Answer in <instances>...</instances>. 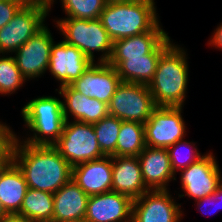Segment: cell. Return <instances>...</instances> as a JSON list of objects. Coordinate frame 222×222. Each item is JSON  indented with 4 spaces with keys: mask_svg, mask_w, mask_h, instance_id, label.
Here are the masks:
<instances>
[{
    "mask_svg": "<svg viewBox=\"0 0 222 222\" xmlns=\"http://www.w3.org/2000/svg\"><path fill=\"white\" fill-rule=\"evenodd\" d=\"M11 160L22 171L28 188L54 194L72 179V166L54 146L26 144L16 135Z\"/></svg>",
    "mask_w": 222,
    "mask_h": 222,
    "instance_id": "cell-1",
    "label": "cell"
},
{
    "mask_svg": "<svg viewBox=\"0 0 222 222\" xmlns=\"http://www.w3.org/2000/svg\"><path fill=\"white\" fill-rule=\"evenodd\" d=\"M187 53L172 43L161 55L148 84L156 106L184 107L188 85Z\"/></svg>",
    "mask_w": 222,
    "mask_h": 222,
    "instance_id": "cell-2",
    "label": "cell"
},
{
    "mask_svg": "<svg viewBox=\"0 0 222 222\" xmlns=\"http://www.w3.org/2000/svg\"><path fill=\"white\" fill-rule=\"evenodd\" d=\"M155 0L107 2L100 20L114 41L152 31L160 22Z\"/></svg>",
    "mask_w": 222,
    "mask_h": 222,
    "instance_id": "cell-3",
    "label": "cell"
},
{
    "mask_svg": "<svg viewBox=\"0 0 222 222\" xmlns=\"http://www.w3.org/2000/svg\"><path fill=\"white\" fill-rule=\"evenodd\" d=\"M24 126L33 132L22 142L31 145L53 146L62 135L65 124L62 101L57 97L39 96L21 109Z\"/></svg>",
    "mask_w": 222,
    "mask_h": 222,
    "instance_id": "cell-4",
    "label": "cell"
},
{
    "mask_svg": "<svg viewBox=\"0 0 222 222\" xmlns=\"http://www.w3.org/2000/svg\"><path fill=\"white\" fill-rule=\"evenodd\" d=\"M54 22L63 35V41L77 47L93 63L96 62L94 52L100 53L97 62L109 61L113 49V40L100 19L87 20L65 17L56 21L54 19Z\"/></svg>",
    "mask_w": 222,
    "mask_h": 222,
    "instance_id": "cell-5",
    "label": "cell"
},
{
    "mask_svg": "<svg viewBox=\"0 0 222 222\" xmlns=\"http://www.w3.org/2000/svg\"><path fill=\"white\" fill-rule=\"evenodd\" d=\"M72 166L106 156L97 142L93 124L65 121L62 135L53 145Z\"/></svg>",
    "mask_w": 222,
    "mask_h": 222,
    "instance_id": "cell-6",
    "label": "cell"
},
{
    "mask_svg": "<svg viewBox=\"0 0 222 222\" xmlns=\"http://www.w3.org/2000/svg\"><path fill=\"white\" fill-rule=\"evenodd\" d=\"M156 107L148 85L121 82L108 104V113L122 121L145 124Z\"/></svg>",
    "mask_w": 222,
    "mask_h": 222,
    "instance_id": "cell-7",
    "label": "cell"
},
{
    "mask_svg": "<svg viewBox=\"0 0 222 222\" xmlns=\"http://www.w3.org/2000/svg\"><path fill=\"white\" fill-rule=\"evenodd\" d=\"M50 6L24 4L11 21L0 28V54L12 55L45 24Z\"/></svg>",
    "mask_w": 222,
    "mask_h": 222,
    "instance_id": "cell-8",
    "label": "cell"
},
{
    "mask_svg": "<svg viewBox=\"0 0 222 222\" xmlns=\"http://www.w3.org/2000/svg\"><path fill=\"white\" fill-rule=\"evenodd\" d=\"M183 107L157 106L144 124L145 144L151 148H168L185 139Z\"/></svg>",
    "mask_w": 222,
    "mask_h": 222,
    "instance_id": "cell-9",
    "label": "cell"
},
{
    "mask_svg": "<svg viewBox=\"0 0 222 222\" xmlns=\"http://www.w3.org/2000/svg\"><path fill=\"white\" fill-rule=\"evenodd\" d=\"M212 152H208L199 161L187 168L181 169L180 183L184 194L181 197H190L194 201L212 195L222 183L221 170Z\"/></svg>",
    "mask_w": 222,
    "mask_h": 222,
    "instance_id": "cell-10",
    "label": "cell"
},
{
    "mask_svg": "<svg viewBox=\"0 0 222 222\" xmlns=\"http://www.w3.org/2000/svg\"><path fill=\"white\" fill-rule=\"evenodd\" d=\"M54 42L50 29L44 25L14 52L15 62L27 81L45 74L49 66L51 48Z\"/></svg>",
    "mask_w": 222,
    "mask_h": 222,
    "instance_id": "cell-11",
    "label": "cell"
},
{
    "mask_svg": "<svg viewBox=\"0 0 222 222\" xmlns=\"http://www.w3.org/2000/svg\"><path fill=\"white\" fill-rule=\"evenodd\" d=\"M169 190L147 191L132 203V222H180L184 213Z\"/></svg>",
    "mask_w": 222,
    "mask_h": 222,
    "instance_id": "cell-12",
    "label": "cell"
},
{
    "mask_svg": "<svg viewBox=\"0 0 222 222\" xmlns=\"http://www.w3.org/2000/svg\"><path fill=\"white\" fill-rule=\"evenodd\" d=\"M121 83L116 69L108 62H94L70 86L77 92L109 104Z\"/></svg>",
    "mask_w": 222,
    "mask_h": 222,
    "instance_id": "cell-13",
    "label": "cell"
},
{
    "mask_svg": "<svg viewBox=\"0 0 222 222\" xmlns=\"http://www.w3.org/2000/svg\"><path fill=\"white\" fill-rule=\"evenodd\" d=\"M92 63L77 47L62 40L53 43L47 70L63 87L79 79Z\"/></svg>",
    "mask_w": 222,
    "mask_h": 222,
    "instance_id": "cell-14",
    "label": "cell"
},
{
    "mask_svg": "<svg viewBox=\"0 0 222 222\" xmlns=\"http://www.w3.org/2000/svg\"><path fill=\"white\" fill-rule=\"evenodd\" d=\"M133 200L109 191L89 197L84 219L89 222H132Z\"/></svg>",
    "mask_w": 222,
    "mask_h": 222,
    "instance_id": "cell-15",
    "label": "cell"
},
{
    "mask_svg": "<svg viewBox=\"0 0 222 222\" xmlns=\"http://www.w3.org/2000/svg\"><path fill=\"white\" fill-rule=\"evenodd\" d=\"M173 43L167 36L151 53L144 57H128L124 61H108L120 76L121 82L148 85L154 78L162 53Z\"/></svg>",
    "mask_w": 222,
    "mask_h": 222,
    "instance_id": "cell-16",
    "label": "cell"
},
{
    "mask_svg": "<svg viewBox=\"0 0 222 222\" xmlns=\"http://www.w3.org/2000/svg\"><path fill=\"white\" fill-rule=\"evenodd\" d=\"M144 184L149 191L169 190V182L176 180L167 148L145 147L138 156Z\"/></svg>",
    "mask_w": 222,
    "mask_h": 222,
    "instance_id": "cell-17",
    "label": "cell"
},
{
    "mask_svg": "<svg viewBox=\"0 0 222 222\" xmlns=\"http://www.w3.org/2000/svg\"><path fill=\"white\" fill-rule=\"evenodd\" d=\"M72 180L88 195L112 191V156L72 167Z\"/></svg>",
    "mask_w": 222,
    "mask_h": 222,
    "instance_id": "cell-18",
    "label": "cell"
},
{
    "mask_svg": "<svg viewBox=\"0 0 222 222\" xmlns=\"http://www.w3.org/2000/svg\"><path fill=\"white\" fill-rule=\"evenodd\" d=\"M59 90V91H58ZM62 100L63 113L66 121H69V115L72 121L93 124L106 117L108 113V104L96 98L87 97L70 85L56 89Z\"/></svg>",
    "mask_w": 222,
    "mask_h": 222,
    "instance_id": "cell-19",
    "label": "cell"
},
{
    "mask_svg": "<svg viewBox=\"0 0 222 222\" xmlns=\"http://www.w3.org/2000/svg\"><path fill=\"white\" fill-rule=\"evenodd\" d=\"M112 191L132 200L149 191L144 184L138 157L112 156Z\"/></svg>",
    "mask_w": 222,
    "mask_h": 222,
    "instance_id": "cell-20",
    "label": "cell"
},
{
    "mask_svg": "<svg viewBox=\"0 0 222 222\" xmlns=\"http://www.w3.org/2000/svg\"><path fill=\"white\" fill-rule=\"evenodd\" d=\"M89 197L71 179L53 194V222L84 219Z\"/></svg>",
    "mask_w": 222,
    "mask_h": 222,
    "instance_id": "cell-21",
    "label": "cell"
},
{
    "mask_svg": "<svg viewBox=\"0 0 222 222\" xmlns=\"http://www.w3.org/2000/svg\"><path fill=\"white\" fill-rule=\"evenodd\" d=\"M27 189L22 171L12 160L0 167V207L4 214L20 211Z\"/></svg>",
    "mask_w": 222,
    "mask_h": 222,
    "instance_id": "cell-22",
    "label": "cell"
},
{
    "mask_svg": "<svg viewBox=\"0 0 222 222\" xmlns=\"http://www.w3.org/2000/svg\"><path fill=\"white\" fill-rule=\"evenodd\" d=\"M159 23L152 31L122 38L113 42V49L109 61H124L128 57H144L151 53L166 37Z\"/></svg>",
    "mask_w": 222,
    "mask_h": 222,
    "instance_id": "cell-23",
    "label": "cell"
},
{
    "mask_svg": "<svg viewBox=\"0 0 222 222\" xmlns=\"http://www.w3.org/2000/svg\"><path fill=\"white\" fill-rule=\"evenodd\" d=\"M53 194L28 188L17 214L31 222H53Z\"/></svg>",
    "mask_w": 222,
    "mask_h": 222,
    "instance_id": "cell-24",
    "label": "cell"
},
{
    "mask_svg": "<svg viewBox=\"0 0 222 222\" xmlns=\"http://www.w3.org/2000/svg\"><path fill=\"white\" fill-rule=\"evenodd\" d=\"M145 147L144 124L122 121L116 143V156L138 157Z\"/></svg>",
    "mask_w": 222,
    "mask_h": 222,
    "instance_id": "cell-25",
    "label": "cell"
},
{
    "mask_svg": "<svg viewBox=\"0 0 222 222\" xmlns=\"http://www.w3.org/2000/svg\"><path fill=\"white\" fill-rule=\"evenodd\" d=\"M121 123L122 120L109 114L100 121L93 123L97 142L106 156H116V143Z\"/></svg>",
    "mask_w": 222,
    "mask_h": 222,
    "instance_id": "cell-26",
    "label": "cell"
},
{
    "mask_svg": "<svg viewBox=\"0 0 222 222\" xmlns=\"http://www.w3.org/2000/svg\"><path fill=\"white\" fill-rule=\"evenodd\" d=\"M56 1V0H55ZM54 0H51L49 11L53 6ZM63 12L67 17L94 20L99 19L105 8L106 0H60Z\"/></svg>",
    "mask_w": 222,
    "mask_h": 222,
    "instance_id": "cell-27",
    "label": "cell"
},
{
    "mask_svg": "<svg viewBox=\"0 0 222 222\" xmlns=\"http://www.w3.org/2000/svg\"><path fill=\"white\" fill-rule=\"evenodd\" d=\"M27 80L22 76L14 57L0 55V95H11L23 86Z\"/></svg>",
    "mask_w": 222,
    "mask_h": 222,
    "instance_id": "cell-28",
    "label": "cell"
},
{
    "mask_svg": "<svg viewBox=\"0 0 222 222\" xmlns=\"http://www.w3.org/2000/svg\"><path fill=\"white\" fill-rule=\"evenodd\" d=\"M195 143L196 142H189L183 139L167 148L171 166L175 174L205 156V154L201 155L197 150L198 148L195 146Z\"/></svg>",
    "mask_w": 222,
    "mask_h": 222,
    "instance_id": "cell-29",
    "label": "cell"
},
{
    "mask_svg": "<svg viewBox=\"0 0 222 222\" xmlns=\"http://www.w3.org/2000/svg\"><path fill=\"white\" fill-rule=\"evenodd\" d=\"M17 133L6 123L0 121V167L11 160L12 147Z\"/></svg>",
    "mask_w": 222,
    "mask_h": 222,
    "instance_id": "cell-30",
    "label": "cell"
},
{
    "mask_svg": "<svg viewBox=\"0 0 222 222\" xmlns=\"http://www.w3.org/2000/svg\"><path fill=\"white\" fill-rule=\"evenodd\" d=\"M23 5L24 3L21 0H1L0 28L8 24Z\"/></svg>",
    "mask_w": 222,
    "mask_h": 222,
    "instance_id": "cell-31",
    "label": "cell"
},
{
    "mask_svg": "<svg viewBox=\"0 0 222 222\" xmlns=\"http://www.w3.org/2000/svg\"><path fill=\"white\" fill-rule=\"evenodd\" d=\"M195 203L197 204L198 206V209L200 208L201 212H206L207 214H211V212L214 214L216 213L218 210H219V204H218V187L216 189V191L212 194V195H209V196H206L204 198H201V199H198L195 201ZM207 206H211V207H214L213 209L210 208L209 209H205L204 207ZM205 210V211H204ZM215 212H213V211ZM210 211V212H209Z\"/></svg>",
    "mask_w": 222,
    "mask_h": 222,
    "instance_id": "cell-32",
    "label": "cell"
},
{
    "mask_svg": "<svg viewBox=\"0 0 222 222\" xmlns=\"http://www.w3.org/2000/svg\"><path fill=\"white\" fill-rule=\"evenodd\" d=\"M210 38L211 39L208 41V44L211 47H215L218 50L220 49L222 51V23L217 26Z\"/></svg>",
    "mask_w": 222,
    "mask_h": 222,
    "instance_id": "cell-33",
    "label": "cell"
},
{
    "mask_svg": "<svg viewBox=\"0 0 222 222\" xmlns=\"http://www.w3.org/2000/svg\"><path fill=\"white\" fill-rule=\"evenodd\" d=\"M0 222H31L26 217L20 214H2L0 216Z\"/></svg>",
    "mask_w": 222,
    "mask_h": 222,
    "instance_id": "cell-34",
    "label": "cell"
},
{
    "mask_svg": "<svg viewBox=\"0 0 222 222\" xmlns=\"http://www.w3.org/2000/svg\"><path fill=\"white\" fill-rule=\"evenodd\" d=\"M24 4L50 6L51 0H21Z\"/></svg>",
    "mask_w": 222,
    "mask_h": 222,
    "instance_id": "cell-35",
    "label": "cell"
},
{
    "mask_svg": "<svg viewBox=\"0 0 222 222\" xmlns=\"http://www.w3.org/2000/svg\"><path fill=\"white\" fill-rule=\"evenodd\" d=\"M218 204L220 210L222 208V183L218 186Z\"/></svg>",
    "mask_w": 222,
    "mask_h": 222,
    "instance_id": "cell-36",
    "label": "cell"
},
{
    "mask_svg": "<svg viewBox=\"0 0 222 222\" xmlns=\"http://www.w3.org/2000/svg\"><path fill=\"white\" fill-rule=\"evenodd\" d=\"M107 2H122V1H132V0H106Z\"/></svg>",
    "mask_w": 222,
    "mask_h": 222,
    "instance_id": "cell-37",
    "label": "cell"
},
{
    "mask_svg": "<svg viewBox=\"0 0 222 222\" xmlns=\"http://www.w3.org/2000/svg\"><path fill=\"white\" fill-rule=\"evenodd\" d=\"M65 222H89V221L86 219H82V220H77V221H65Z\"/></svg>",
    "mask_w": 222,
    "mask_h": 222,
    "instance_id": "cell-38",
    "label": "cell"
},
{
    "mask_svg": "<svg viewBox=\"0 0 222 222\" xmlns=\"http://www.w3.org/2000/svg\"><path fill=\"white\" fill-rule=\"evenodd\" d=\"M2 214H4V213L2 212L1 207H0V216H1Z\"/></svg>",
    "mask_w": 222,
    "mask_h": 222,
    "instance_id": "cell-39",
    "label": "cell"
}]
</instances>
